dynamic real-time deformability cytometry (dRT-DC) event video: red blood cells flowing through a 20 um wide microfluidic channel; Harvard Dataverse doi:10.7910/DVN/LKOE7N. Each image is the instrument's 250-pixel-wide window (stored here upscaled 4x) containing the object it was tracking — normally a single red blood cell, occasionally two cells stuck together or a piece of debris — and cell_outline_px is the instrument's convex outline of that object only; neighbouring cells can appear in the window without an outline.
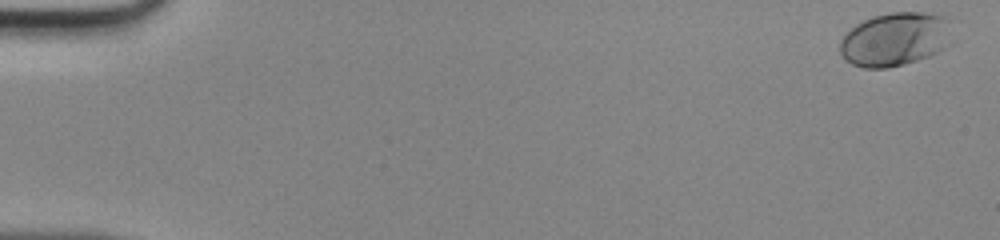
{"species": "human", "species_latin": "Homo sapiens", "temperature_condition": "room temperature", "stored_images_in_passage": 48, "camera_frame_rate_fps": 3000, "um_per_image_px": 0.085, "donor": {"sex": "male"}, "frame": {"image": 1, "passage_image": 1, "time_ms": 0.0, "image_size_px": [1000, 240], "cell_outline_px": [[948, 20], [944, 48], [928, 56], [904, 64], [888, 68], [864, 68], [852, 64], [844, 60], [840, 52], [840, 40], [856, 24], [872, 16], [892, 12], [924, 12], [944, 16]], "centroid_in_image_um": [75.98, 3.34], "position_along_channel_um": 9.0, "area_um2": 34.39}}
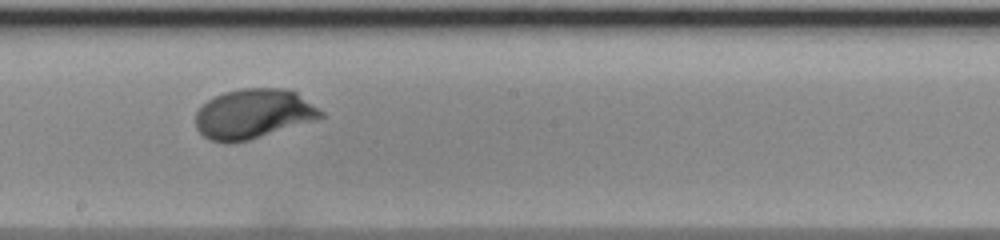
{"frame": {"image": 2, "passage_image": 28, "time_ms": 9.0, "image_size_px": [1000, 240], "cell_outline_px": [[324, 116], [316, 120], [248, 140], [232, 144], [228, 144], [208, 140], [196, 128], [196, 112], [208, 100], [224, 92], [240, 88], [288, 88], [296, 92], [324, 112]], "centroid_in_image_um": [21.53, 9.68], "position_along_channel_um": 226.7, "area_um2": 36.36}}
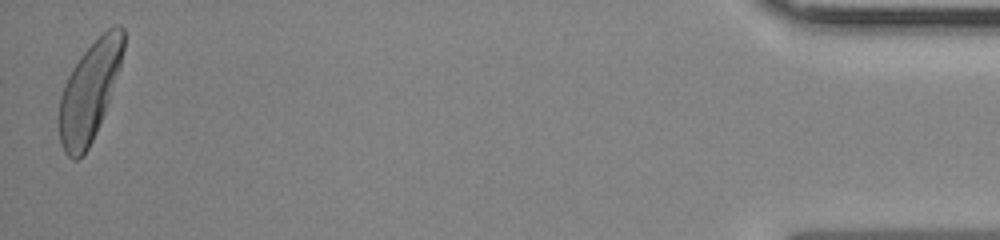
{"frame": {"image": 3, "passage_image": 48, "time_ms": 15.667, "image_size_px": [1000, 240], "cell_outline_px": [[124, 48], [120, 68], [104, 112], [96, 132], [88, 148], [76, 160], [72, 160], [64, 152], [60, 144], [60, 96], [64, 84], [72, 68], [80, 56], [108, 28], [120, 24], [124, 28]], "centroid_in_image_um": [7.61, 7.76], "position_along_channel_um": 427.6, "area_um2": 36.41}}